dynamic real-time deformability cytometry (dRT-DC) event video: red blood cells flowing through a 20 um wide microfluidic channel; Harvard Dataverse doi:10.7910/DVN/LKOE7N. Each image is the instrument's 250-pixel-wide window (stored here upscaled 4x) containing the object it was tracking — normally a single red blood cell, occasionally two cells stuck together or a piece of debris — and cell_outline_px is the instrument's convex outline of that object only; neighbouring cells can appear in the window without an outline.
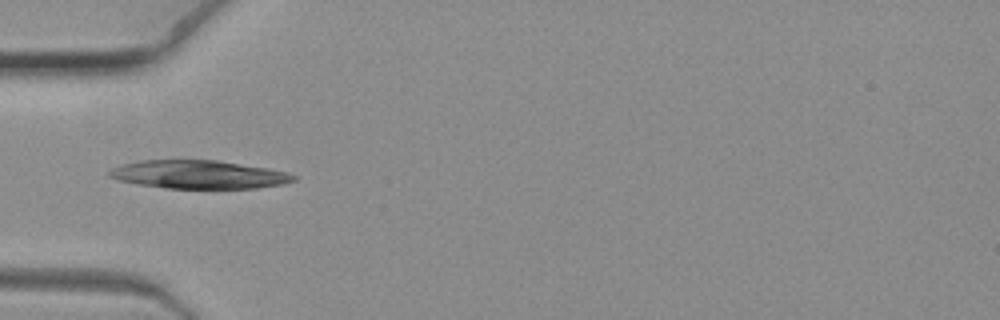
{"species": "common noctule bat (a hibernating species)", "species_latin": "Nyctalus noctula", "temperature_condition": "warm", "stored_images_in_passage": 3, "camera_frame_rate_fps": 3000, "um_per_image_px": 0.085, "animal": {"sex": "female", "body_mass_g": 19.3, "forearm_length_mm": 54.1}, "frame": {"image": 1, "passage_image": 1, "time_ms": 0.0, "image_size_px": [1000, 320], "cell_outline_px": [[296, 180], [280, 184], [256, 188], [164, 188], [136, 184], [120, 180], [108, 176], [108, 172], [112, 168], [120, 164], [140, 160], [216, 160], [264, 168], [284, 172], [296, 176]], "centroid_in_image_um": [16.8, 14.83], "position_along_channel_um": 68.2, "area_um2": 30.06}}
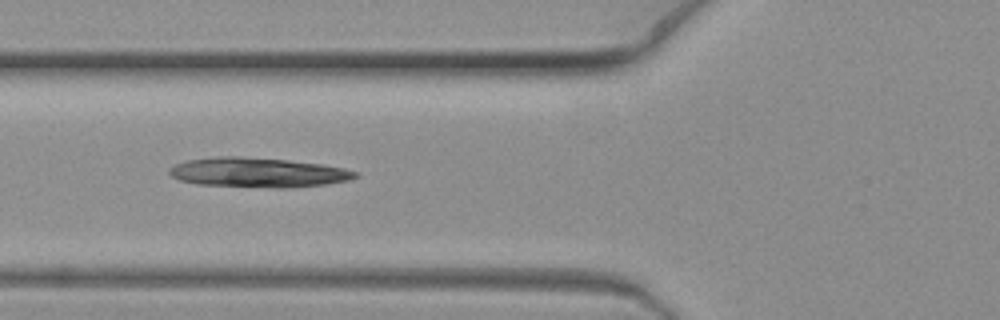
{"frame": {"image": 2, "passage_image": 2, "time_ms": 0.333, "image_size_px": [1000, 320], "cell_outline_px": [[360, 176], [348, 180], [324, 184], [284, 188], [276, 188], [196, 184], [180, 180], [172, 176], [168, 172], [176, 164], [188, 160], [220, 156], [240, 156], [288, 160], [320, 164], [344, 168], [356, 172]], "centroid_in_image_um": [21.93, 14.66], "position_along_channel_um": 103.9, "area_um2": 31.85}}